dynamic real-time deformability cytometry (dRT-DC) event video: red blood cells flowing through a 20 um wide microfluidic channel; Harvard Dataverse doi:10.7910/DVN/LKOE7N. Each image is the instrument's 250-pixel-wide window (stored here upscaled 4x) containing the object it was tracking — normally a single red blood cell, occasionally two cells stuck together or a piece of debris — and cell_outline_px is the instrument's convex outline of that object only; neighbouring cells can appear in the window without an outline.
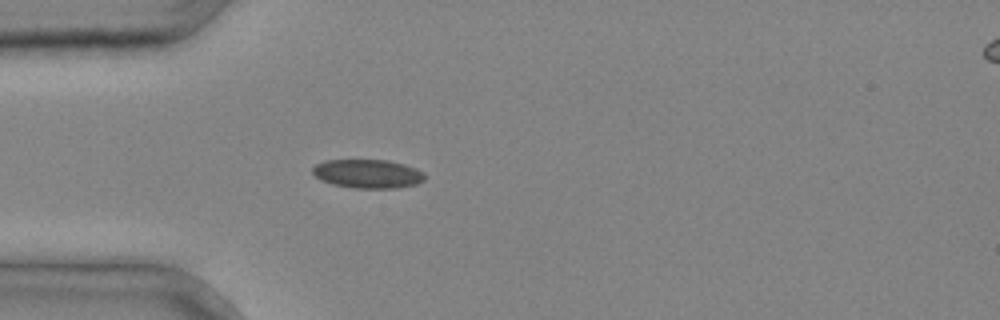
{"species": "common noctule bat (a hibernating species)", "species_latin": "Nyctalus noctula", "temperature_condition": "cold", "stored_images_in_passage": 27, "camera_frame_rate_fps": 3000, "um_per_image_px": 0.085, "animal": {"sex": "male", "body_mass_g": 20.4}, "frame": {"image": 1, "passage_image": 1, "time_ms": 0.0, "image_size_px": [1000, 320], "cell_outline_px": [[424, 180], [416, 184], [396, 188], [352, 188], [332, 184], [320, 180], [312, 172], [312, 168], [316, 164], [324, 160], [388, 160], [404, 164], [416, 168], [424, 172]], "centroid_in_image_um": [31.25, 14.77], "position_along_channel_um": 53.8, "area_um2": 18.9}}
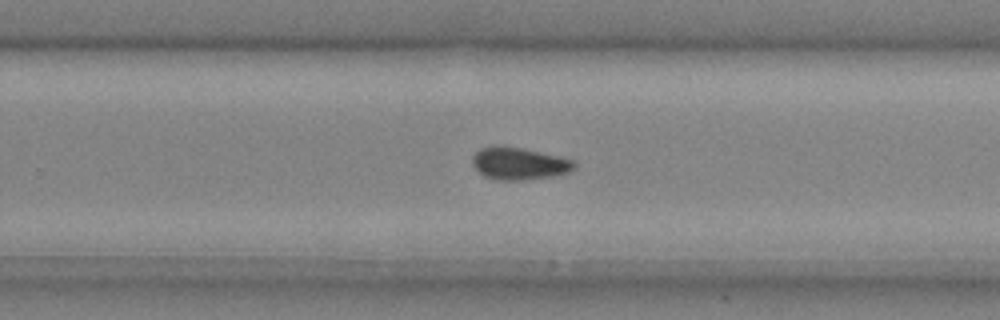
{"frame": {"image": 2, "passage_image": 15, "time_ms": 4.667, "image_size_px": [1000, 320], "cell_outline_px": [[576, 168], [568, 172], [552, 176], [520, 180], [496, 180], [484, 176], [472, 164], [472, 156], [480, 148], [496, 144], [520, 148], [560, 156], [576, 160]], "centroid_in_image_um": [44.12, 13.89], "position_along_channel_um": 285.7, "area_um2": 19.31}}
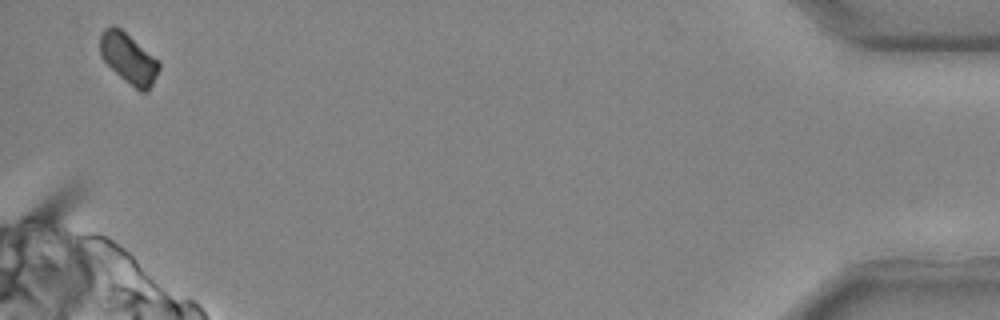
{"frame": {"image": 3, "passage_image": 27, "time_ms": 8.667, "image_size_px": [1000, 320], "cell_outline_px": [[160, 68], [148, 92], [140, 92], [124, 80], [100, 56], [100, 36], [104, 28], [120, 28], [160, 60]], "centroid_in_image_um": [10.97, 4.99], "position_along_channel_um": 424.2, "area_um2": 17.11}}